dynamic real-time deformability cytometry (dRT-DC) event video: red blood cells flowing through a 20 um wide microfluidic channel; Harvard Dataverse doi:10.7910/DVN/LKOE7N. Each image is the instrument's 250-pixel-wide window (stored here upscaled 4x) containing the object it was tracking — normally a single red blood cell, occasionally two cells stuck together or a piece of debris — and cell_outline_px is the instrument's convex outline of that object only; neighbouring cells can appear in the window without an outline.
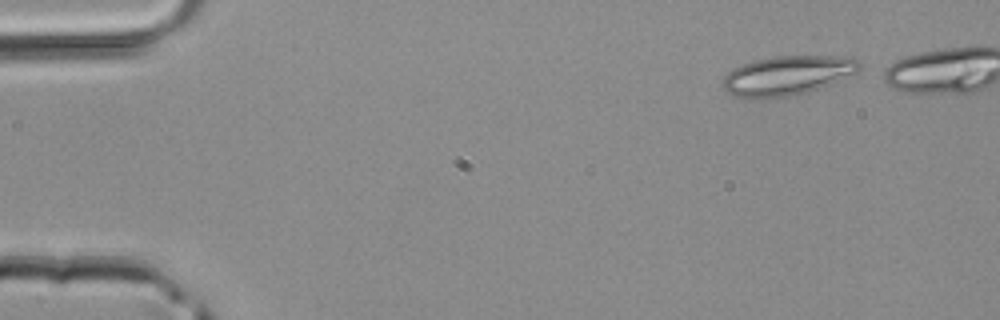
{"species": "common noctule bat (a hibernating species)", "species_latin": "Nyctalus noctula", "temperature_condition": "room temperature", "stored_images_in_passage": 11, "camera_frame_rate_fps": 3000, "um_per_image_px": 0.085, "animal": {"sex": "male", "body_mass_g": 20.4}, "frame": {"image": 1, "passage_image": 1, "time_ms": 0.0, "image_size_px": [1000, 320], "cell_outline_px": [[864, 64], [856, 72], [828, 84], [804, 92], [788, 96], [764, 100], [748, 100], [732, 96], [724, 88], [724, 76], [732, 68], [756, 60], [776, 56], [848, 56]], "centroid_in_image_um": [66.86, 6.43], "position_along_channel_um": 18.1, "area_um2": 31.33}}